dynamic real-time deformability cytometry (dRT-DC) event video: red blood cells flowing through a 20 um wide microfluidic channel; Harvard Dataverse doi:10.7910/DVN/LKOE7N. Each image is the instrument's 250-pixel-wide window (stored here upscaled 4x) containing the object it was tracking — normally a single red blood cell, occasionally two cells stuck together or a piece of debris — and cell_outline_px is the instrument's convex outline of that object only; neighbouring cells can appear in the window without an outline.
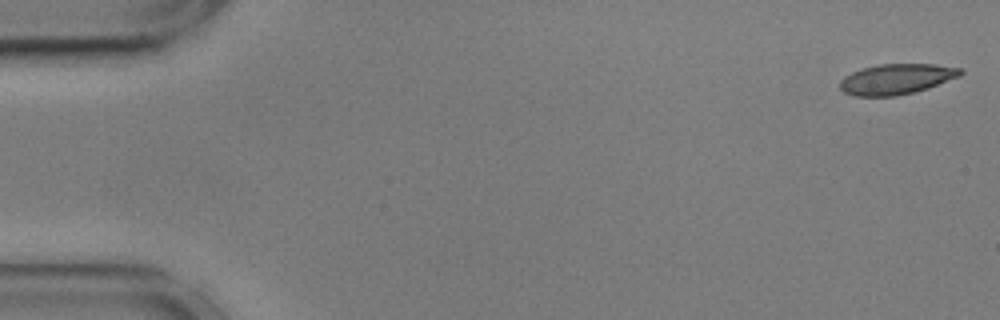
{"species": "common noctule bat (a hibernating species)", "species_latin": "Nyctalus noctula", "temperature_condition": "cold", "stored_images_in_passage": 55, "camera_frame_rate_fps": 3000, "um_per_image_px": 0.085, "animal": {"sex": "male", "body_mass_g": 17.9, "forearm_length_mm": 54.2}, "frame": {"image": 1, "passage_image": 1, "time_ms": 0.0, "image_size_px": [1000, 320], "cell_outline_px": [[964, 72], [960, 76], [928, 88], [916, 92], [896, 96], [852, 96], [844, 92], [840, 88], [840, 80], [844, 76], [852, 72], [864, 68], [880, 64], [936, 64], [964, 68]], "centroid_in_image_um": [76.23, 6.72], "position_along_channel_um": 8.8, "area_um2": 21.56}}
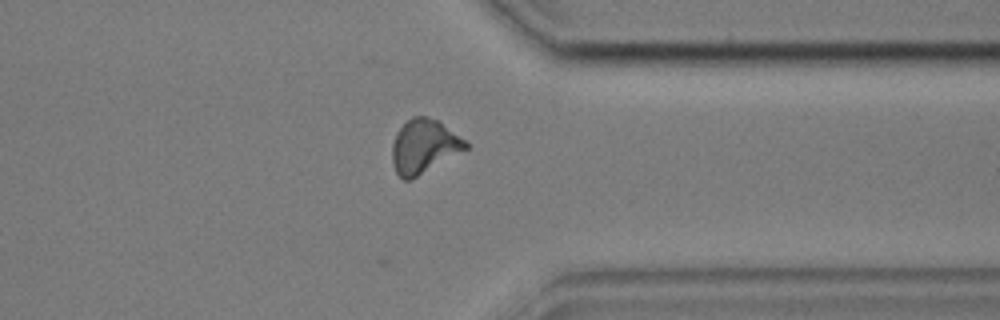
{"frame": {"image": 2, "passage_image": 43, "time_ms": 14.0, "image_size_px": [1000, 320], "cell_outline_px": [[468, 148], [412, 180], [404, 180], [396, 172], [392, 164], [392, 144], [396, 132], [412, 116], [424, 116], [436, 120], [464, 140], [468, 144]], "centroid_in_image_um": [35.99, 12.47], "position_along_channel_um": 375.4, "area_um2": 22.77}}
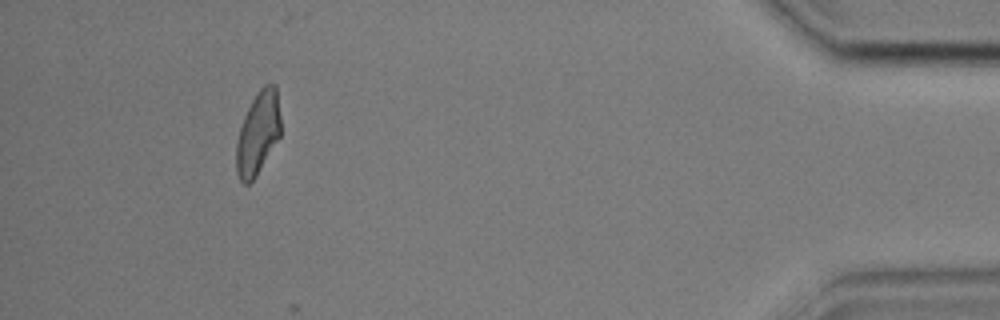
{"frame": {"image": 3, "passage_image": 51, "time_ms": 16.667, "image_size_px": [1000, 320], "cell_outline_px": [[280, 136], [256, 176], [248, 184], [244, 184], [240, 180], [236, 172], [236, 144], [240, 128], [244, 116], [252, 100], [260, 88], [264, 84], [276, 84], [280, 116]], "centroid_in_image_um": [21.92, 11.31], "position_along_channel_um": 413.3, "area_um2": 21.33}, "authors_computed_cell_mechanics": {"area_um2": 22.1952, "velocity_mm_per_s": 3.5804, "shape_relaxation_time_tau1_ms": 6.3171, "shape_relaxation_time_tau2_ms": 2.5215, "deformation_change_tau1": 0.1665, "deformation_change_tau2": 0.0895}}